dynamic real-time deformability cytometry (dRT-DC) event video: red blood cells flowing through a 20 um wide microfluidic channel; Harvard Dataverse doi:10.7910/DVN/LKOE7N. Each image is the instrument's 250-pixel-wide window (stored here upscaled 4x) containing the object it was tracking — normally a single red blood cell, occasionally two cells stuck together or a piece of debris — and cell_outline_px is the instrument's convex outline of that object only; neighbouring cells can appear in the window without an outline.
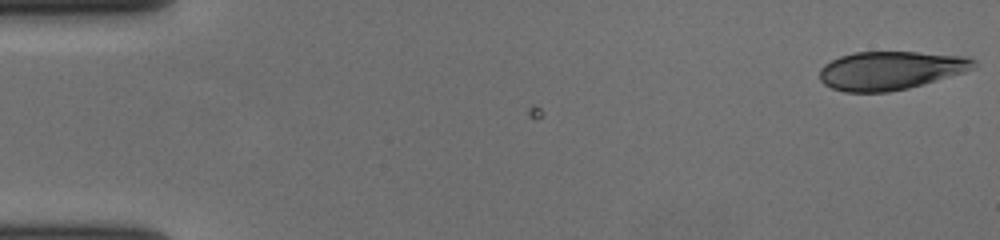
{"species": "human", "species_latin": "Homo sapiens", "temperature_condition": "cold", "stored_images_in_passage": 32, "camera_frame_rate_fps": 3000, "um_per_image_px": 0.085, "donor": {"sex": "female"}, "frame": {"image": 1, "passage_image": 1, "time_ms": 0.0, "image_size_px": [1000, 240], "cell_outline_px": [[976, 68], [964, 72], [924, 84], [908, 88], [888, 92], [844, 92], [832, 88], [824, 84], [820, 80], [820, 68], [824, 64], [840, 56], [852, 52], [916, 52], [968, 56], [976, 60]], "centroid_in_image_um": [75.71, 5.98], "position_along_channel_um": 9.3, "area_um2": 34.74}}
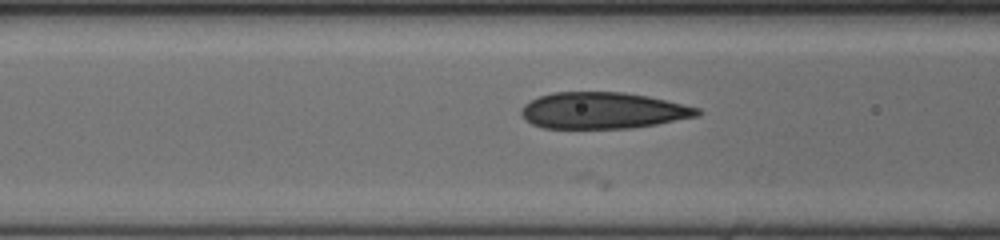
{"frame": {"image": 2, "passage_image": 23, "time_ms": 7.333, "image_size_px": [1000, 240], "cell_outline_px": [[704, 112], [700, 116], [656, 124], [632, 128], [544, 128], [532, 124], [524, 120], [520, 116], [520, 108], [524, 104], [540, 96], [552, 92], [624, 92], [648, 96], [700, 108]], "centroid_in_image_um": [51.24, 9.4], "position_along_channel_um": 115.4, "area_um2": 37.63}}
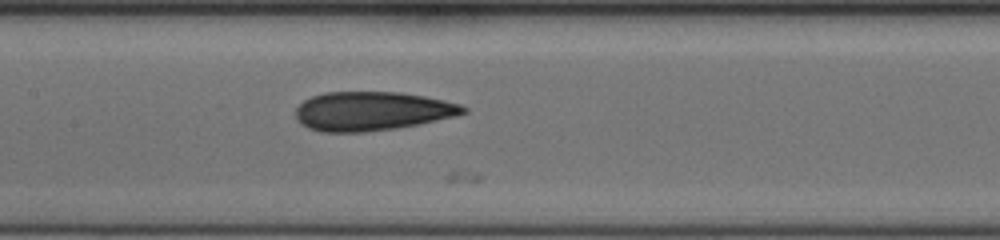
{"frame": {"image": 3, "passage_image": 28, "time_ms": 9.0, "image_size_px": [1000, 240], "cell_outline_px": [[468, 112], [456, 116], [396, 128], [364, 132], [320, 132], [308, 128], [300, 124], [296, 120], [296, 108], [304, 100], [312, 96], [324, 92], [400, 92], [424, 96], [444, 100], [460, 104], [468, 108]], "centroid_in_image_um": [31.6, 9.44], "position_along_channel_um": 175.8, "area_um2": 38.15}}